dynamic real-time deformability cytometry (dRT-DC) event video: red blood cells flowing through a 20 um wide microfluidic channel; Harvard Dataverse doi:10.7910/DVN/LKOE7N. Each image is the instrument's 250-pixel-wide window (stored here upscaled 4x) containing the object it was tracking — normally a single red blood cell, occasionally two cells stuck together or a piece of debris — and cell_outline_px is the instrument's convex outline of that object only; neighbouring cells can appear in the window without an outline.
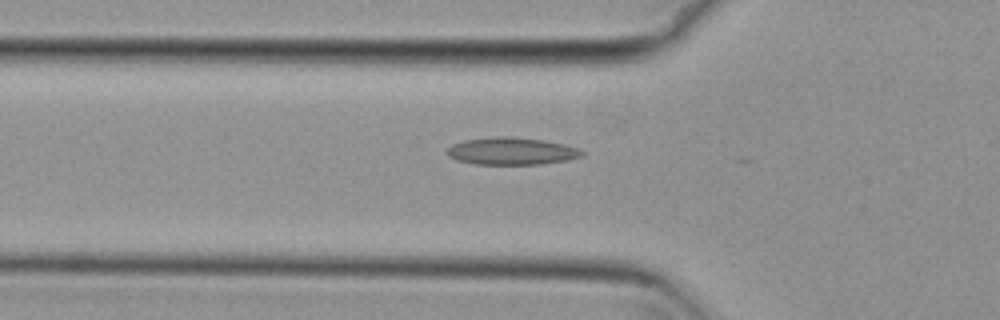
{"species": "common noctule bat (a hibernating species)", "species_latin": "Nyctalus noctula", "temperature_condition": "cold", "stored_images_in_passage": 23, "camera_frame_rate_fps": 3000, "um_per_image_px": 0.085, "animal": {"sex": "female", "body_mass_g": 29.2, "forearm_length_mm": 56.3}, "frame": {"image": 1, "passage_image": 19, "time_ms": 6.0, "image_size_px": [1000, 320], "cell_outline_px": [[584, 156], [568, 160], [540, 164], [476, 164], [456, 160], [448, 156], [444, 152], [452, 144], [464, 140], [496, 136], [504, 136], [544, 140], [564, 144], [576, 148], [584, 152]], "centroid_in_image_um": [43.45, 12.85], "position_along_channel_um": 82.3, "area_um2": 21.5}}
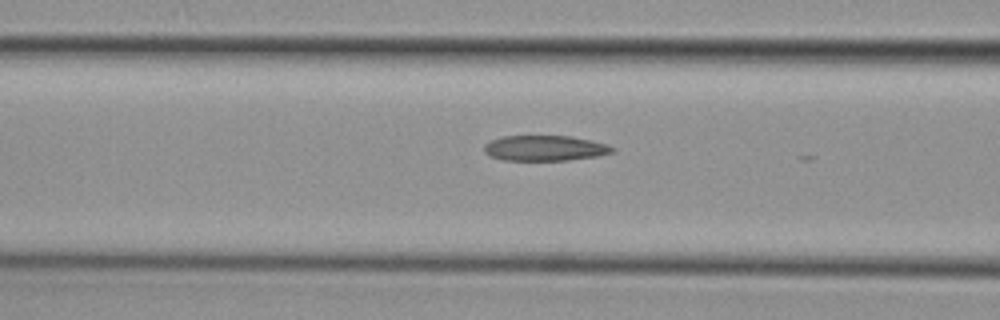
{"frame": {"image": 2, "passage_image": 22, "time_ms": 7.0, "image_size_px": [1000, 320], "cell_outline_px": [[616, 152], [596, 156], [568, 160], [504, 160], [492, 156], [484, 152], [484, 144], [492, 140], [504, 136], [572, 136], [592, 140], [608, 144], [616, 148]], "centroid_in_image_um": [46.38, 12.59], "position_along_channel_um": 120.2, "area_um2": 19.02}}